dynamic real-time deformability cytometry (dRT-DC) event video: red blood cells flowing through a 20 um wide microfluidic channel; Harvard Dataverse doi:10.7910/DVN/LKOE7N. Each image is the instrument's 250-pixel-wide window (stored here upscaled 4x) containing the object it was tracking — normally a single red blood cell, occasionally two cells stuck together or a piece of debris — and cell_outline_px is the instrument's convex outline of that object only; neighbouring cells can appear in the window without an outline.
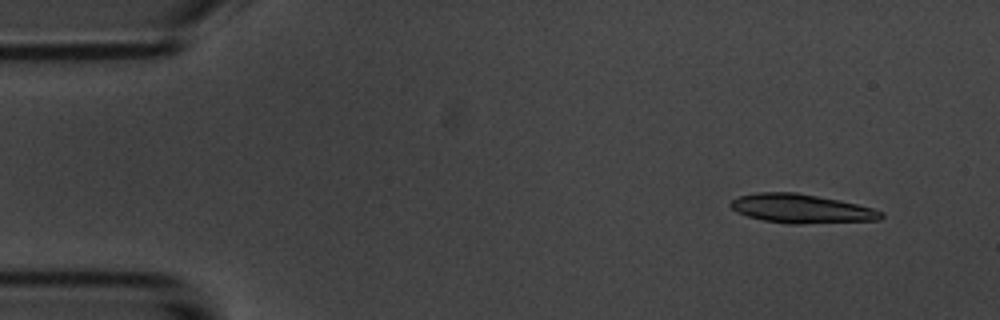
{"species": "common noctule bat (a hibernating species)", "species_latin": "Nyctalus noctula", "temperature_condition": "room temperature", "stored_images_in_passage": 4, "camera_frame_rate_fps": 3000, "um_per_image_px": 0.085, "animal": {"sex": "male", "body_mass_g": 20.1, "forearm_length_mm": 53.5}, "frame": {"image": 1, "passage_image": 1, "time_ms": 0.0, "image_size_px": [1000, 320], "cell_outline_px": [[884, 216], [880, 220], [800, 224], [788, 224], [764, 220], [748, 216], [736, 212], [728, 204], [732, 200], [740, 196], [756, 192], [796, 192], [840, 200], [872, 208], [884, 212]], "centroid_in_image_um": [68.12, 17.73], "position_along_channel_um": 16.9, "area_um2": 25.43}}
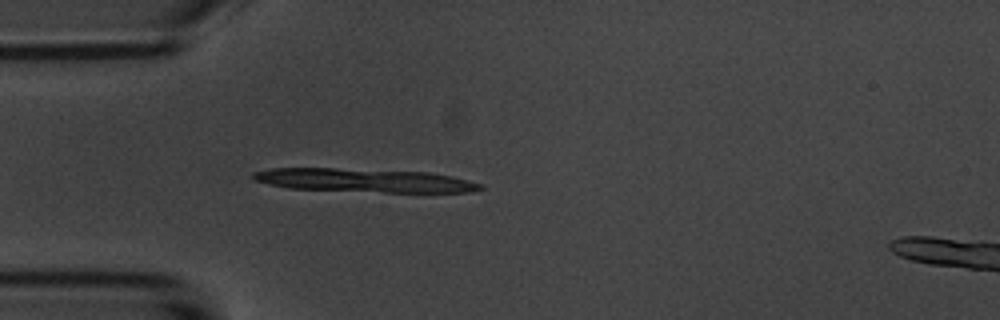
{"frame": {"image": 2, "passage_image": 4, "time_ms": 3.333, "image_size_px": [1000, 320], "cell_outline_px": [[484, 188], [472, 192], [384, 192], [288, 188], [268, 184], [252, 180], [252, 172], [272, 168], [336, 168], [428, 172], [452, 176], [484, 184]], "centroid_in_image_um": [30.97, 15.33], "position_along_channel_um": 54.0, "area_um2": 31.21}}